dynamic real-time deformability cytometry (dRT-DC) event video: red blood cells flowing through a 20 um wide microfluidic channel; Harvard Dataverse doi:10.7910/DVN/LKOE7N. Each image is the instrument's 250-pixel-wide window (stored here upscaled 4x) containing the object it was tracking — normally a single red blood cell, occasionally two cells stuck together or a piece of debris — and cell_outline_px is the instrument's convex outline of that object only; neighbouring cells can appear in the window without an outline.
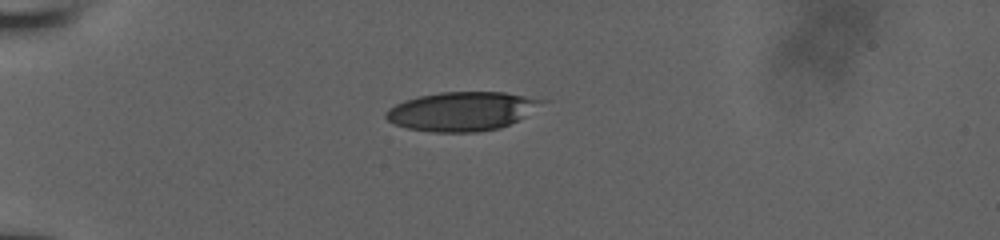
{"species": "human", "species_latin": "Homo sapiens", "temperature_condition": "room temperature", "stored_images_in_passage": 10, "camera_frame_rate_fps": 3000, "um_per_image_px": 0.085, "donor": {"sex": "male"}, "frame": {"image": 1, "passage_image": 1, "time_ms": 0.0, "image_size_px": [1000, 240], "cell_outline_px": [[548, 100], [524, 116], [500, 128], [476, 132], [432, 132], [408, 128], [396, 124], [388, 120], [384, 116], [384, 112], [388, 108], [404, 100], [420, 96], [440, 92], [504, 92]], "centroid_in_image_um": [39.22, 9.45], "position_along_channel_um": 45.8, "area_um2": 35.14}}
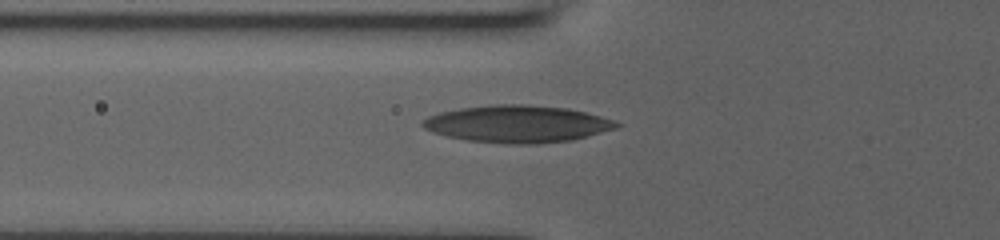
{"frame": {"image": 2, "passage_image": 6, "time_ms": 2.0, "image_size_px": [1000, 240], "cell_outline_px": [[620, 124], [616, 128], [588, 136], [572, 140], [536, 144], [504, 144], [468, 140], [448, 136], [432, 132], [424, 128], [420, 124], [428, 116], [440, 112], [460, 108], [496, 104], [528, 104], [568, 108], [600, 116], [612, 120]], "centroid_in_image_um": [43.96, 10.53], "position_along_channel_um": 81.8, "area_um2": 41.91}}
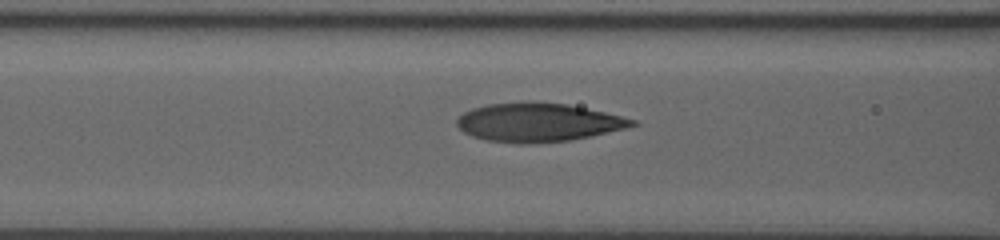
{"frame": {"image": 3, "passage_image": 9, "time_ms": 3.0, "image_size_px": [1000, 240], "cell_outline_px": [[640, 124], [624, 128], [588, 136], [568, 140], [528, 144], [516, 144], [484, 140], [472, 136], [464, 132], [456, 124], [456, 120], [464, 112], [472, 108], [488, 104], [524, 100], [528, 100], [568, 104], [604, 112], [636, 120]], "centroid_in_image_um": [45.68, 10.38], "position_along_channel_um": 120.9, "area_um2": 39.65}}